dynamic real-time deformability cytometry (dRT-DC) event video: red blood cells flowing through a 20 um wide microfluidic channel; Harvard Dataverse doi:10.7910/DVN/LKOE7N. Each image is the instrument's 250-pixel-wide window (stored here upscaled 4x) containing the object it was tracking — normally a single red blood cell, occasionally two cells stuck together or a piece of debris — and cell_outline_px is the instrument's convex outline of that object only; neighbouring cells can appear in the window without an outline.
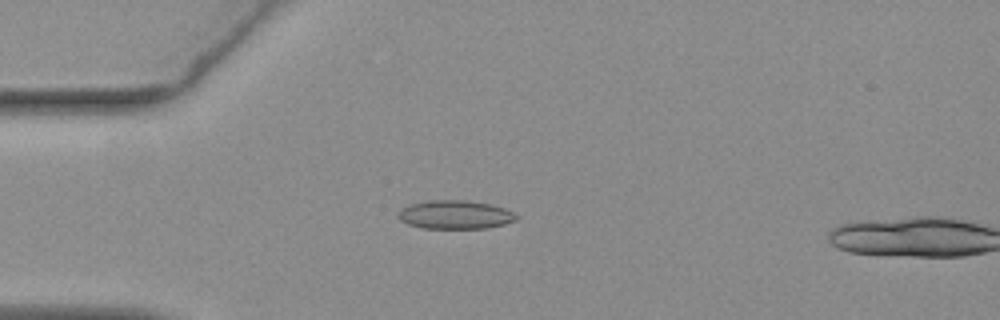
{"species": "common noctule bat (a hibernating species)", "species_latin": "Nyctalus noctula", "temperature_condition": "warm", "stored_images_in_passage": 16, "camera_frame_rate_fps": 3000, "um_per_image_px": 0.085, "animal": {"sex": "female", "body_mass_g": 19.3, "forearm_length_mm": 54.1}, "frame": {"image": 1, "passage_image": 14, "time_ms": 4.333, "image_size_px": [1000, 320], "cell_outline_px": [[520, 216], [516, 220], [504, 224], [488, 228], [424, 228], [408, 224], [400, 220], [396, 216], [396, 212], [400, 208], [408, 204], [428, 200], [464, 200], [492, 204], [504, 208]], "centroid_in_image_um": [38.65, 18.24], "position_along_channel_um": 46.4, "area_um2": 19.94}}